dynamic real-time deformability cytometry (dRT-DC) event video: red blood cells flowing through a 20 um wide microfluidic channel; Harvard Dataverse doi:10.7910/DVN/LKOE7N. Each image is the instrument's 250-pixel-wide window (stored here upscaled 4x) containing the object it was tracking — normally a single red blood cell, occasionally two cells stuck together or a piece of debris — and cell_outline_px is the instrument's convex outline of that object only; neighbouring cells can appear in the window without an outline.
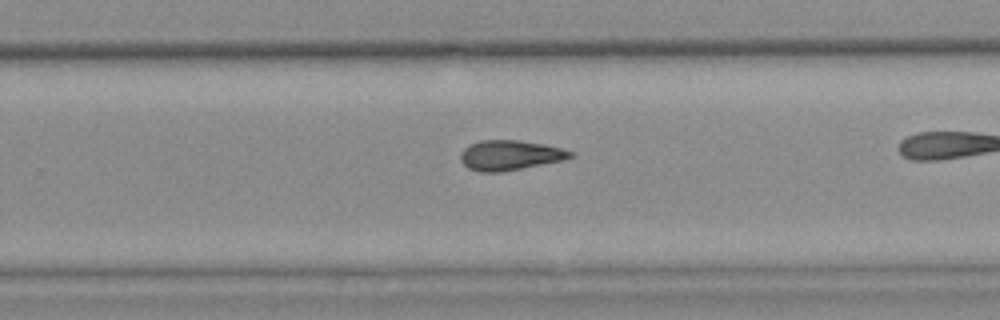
{"species": "common noctule bat (a hibernating species)", "species_latin": "Nyctalus noctula", "temperature_condition": "warm", "stored_images_in_passage": 30, "camera_frame_rate_fps": 3000, "um_per_image_px": 0.085, "animal": {"sex": "female", "body_mass_g": 25.1}, "frame": {"image": 1, "passage_image": 25, "time_ms": 8.0, "image_size_px": [1000, 320], "cell_outline_px": [[576, 156], [564, 160], [500, 172], [480, 172], [468, 168], [460, 160], [460, 152], [464, 148], [480, 140], [516, 140], [544, 144], [560, 148], [572, 152]], "centroid_in_image_um": [43.34, 13.19], "position_along_channel_um": 286.5, "area_um2": 19.07}}